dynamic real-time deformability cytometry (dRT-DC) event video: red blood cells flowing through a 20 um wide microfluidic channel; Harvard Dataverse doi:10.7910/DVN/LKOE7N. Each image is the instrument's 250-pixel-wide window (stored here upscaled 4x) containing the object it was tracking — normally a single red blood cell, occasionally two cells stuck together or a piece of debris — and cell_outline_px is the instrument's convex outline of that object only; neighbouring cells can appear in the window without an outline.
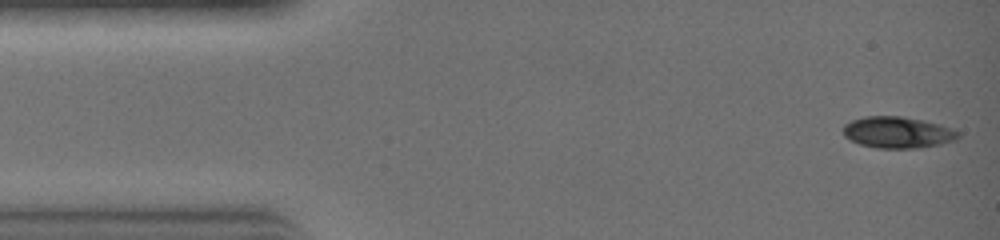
{"species": "common noctule bat (a hibernating species)", "species_latin": "Nyctalus noctula", "temperature_condition": "warm", "stored_images_in_passage": 12, "camera_frame_rate_fps": 3000, "um_per_image_px": 0.085, "animal": {"sex": "female", "body_mass_g": 19.0, "forearm_length_mm": 51.5}, "frame": {"image": 1, "passage_image": 1, "time_ms": 0.0, "image_size_px": [1000, 240], "cell_outline_px": [[960, 136], [956, 140], [940, 144], [916, 148], [876, 148], [860, 144], [844, 136], [844, 124], [852, 120], [864, 116], [900, 116], [940, 124], [952, 128], [960, 132]], "centroid_in_image_um": [76.32, 11.25], "position_along_channel_um": 8.7, "area_um2": 20.98}}
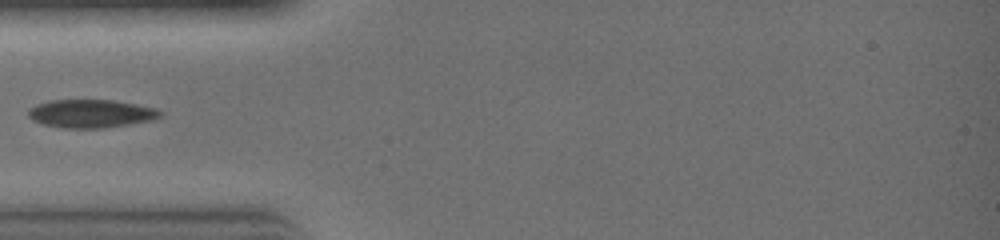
{"frame": {"image": 2, "passage_image": 9, "time_ms": 2.667, "image_size_px": [1000, 240], "cell_outline_px": [[164, 112], [160, 116], [152, 120], [104, 128], [60, 128], [44, 124], [32, 120], [28, 116], [28, 108], [36, 104], [52, 100], [112, 100], [136, 104], [156, 108]], "centroid_in_image_um": [7.71, 9.65], "position_along_channel_um": 77.3, "area_um2": 21.73}}
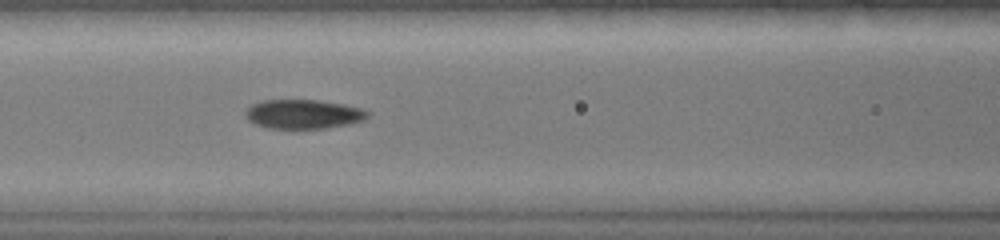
{"frame": {"image": 3, "passage_image": 12, "time_ms": 3.667, "image_size_px": [1000, 240], "cell_outline_px": [[372, 112], [364, 120], [348, 124], [328, 128], [268, 128], [256, 124], [248, 120], [244, 116], [244, 112], [252, 104], [260, 100], [316, 100], [344, 104], [360, 108]], "centroid_in_image_um": [25.78, 9.69], "position_along_channel_um": 140.8, "area_um2": 20.87}}